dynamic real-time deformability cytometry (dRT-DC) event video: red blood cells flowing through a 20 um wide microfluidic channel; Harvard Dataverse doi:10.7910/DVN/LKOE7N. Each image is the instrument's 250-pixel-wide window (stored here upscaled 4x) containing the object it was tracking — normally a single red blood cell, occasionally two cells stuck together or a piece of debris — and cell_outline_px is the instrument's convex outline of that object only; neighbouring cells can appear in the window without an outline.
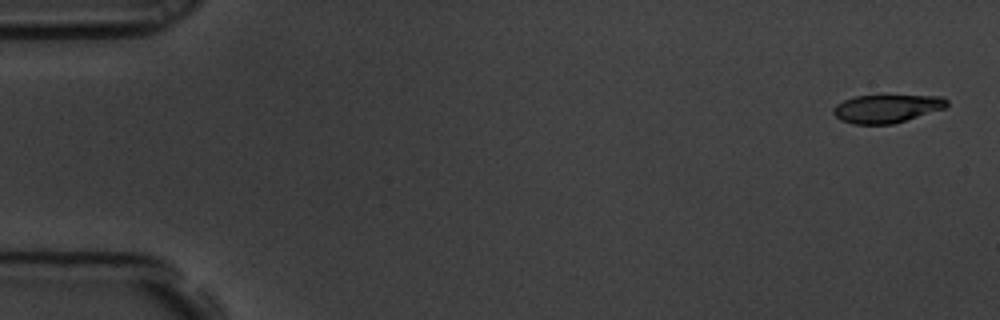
{"species": "common noctule bat (a hibernating species)", "species_latin": "Nyctalus noctula", "temperature_condition": "room temperature", "stored_images_in_passage": 5, "camera_frame_rate_fps": 3000, "um_per_image_px": 0.085, "animal": {"sex": "male", "body_mass_g": 19.5, "forearm_length_mm": 54.6}, "frame": {"image": 1, "passage_image": 1, "time_ms": 0.0, "image_size_px": [1000, 320], "cell_outline_px": [[948, 104], [944, 108], [892, 124], [852, 124], [840, 120], [832, 112], [832, 108], [836, 104], [844, 100], [856, 96], [884, 92], [944, 96], [948, 100]], "centroid_in_image_um": [75.38, 9.15], "position_along_channel_um": 9.6, "area_um2": 19.71}}
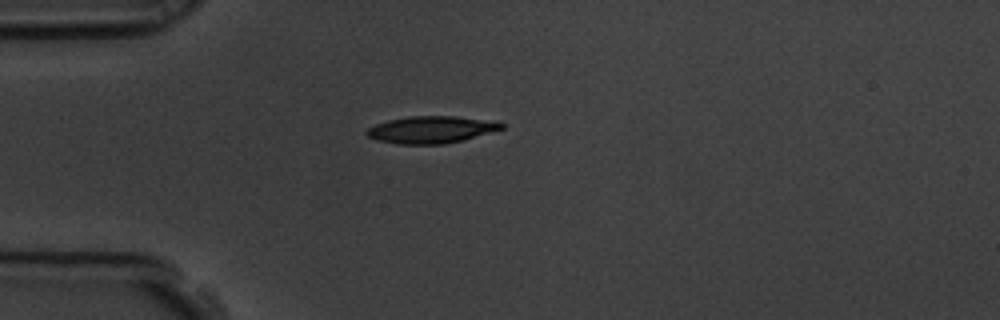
{"frame": {"image": 2, "passage_image": 5, "time_ms": 1.333, "image_size_px": [1000, 320], "cell_outline_px": [[504, 128], [464, 140], [444, 144], [396, 144], [376, 140], [368, 136], [364, 132], [368, 128], [376, 124], [388, 120], [408, 116], [456, 116], [496, 120], [504, 124]], "centroid_in_image_um": [36.67, 11.01], "position_along_channel_um": 48.3, "area_um2": 21.5}}